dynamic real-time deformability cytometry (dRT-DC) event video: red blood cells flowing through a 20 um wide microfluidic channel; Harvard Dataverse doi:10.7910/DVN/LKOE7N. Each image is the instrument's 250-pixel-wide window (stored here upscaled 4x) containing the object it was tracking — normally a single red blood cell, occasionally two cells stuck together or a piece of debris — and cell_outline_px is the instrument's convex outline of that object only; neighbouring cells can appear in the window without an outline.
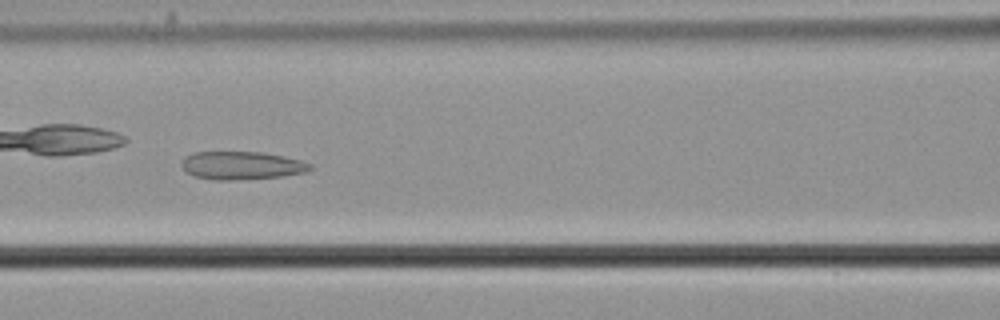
{"species": "common noctule bat (a hibernating species)", "species_latin": "Nyctalus noctula", "temperature_condition": "cold", "stored_images_in_passage": 55, "camera_frame_rate_fps": 3000, "um_per_image_px": 0.085, "animal": {"sex": "male", "body_mass_g": 21.5, "forearm_length_mm": 52.0}, "frame": {"image": 1, "passage_image": 26, "time_ms": 8.333, "image_size_px": [1000, 320], "cell_outline_px": [[312, 168], [308, 172], [284, 176], [236, 180], [212, 180], [196, 176], [188, 172], [180, 164], [184, 156], [196, 152], [260, 152], [284, 156], [300, 160], [312, 164]], "centroid_in_image_um": [20.57, 14.07], "position_along_channel_um": 146.0, "area_um2": 21.1}}
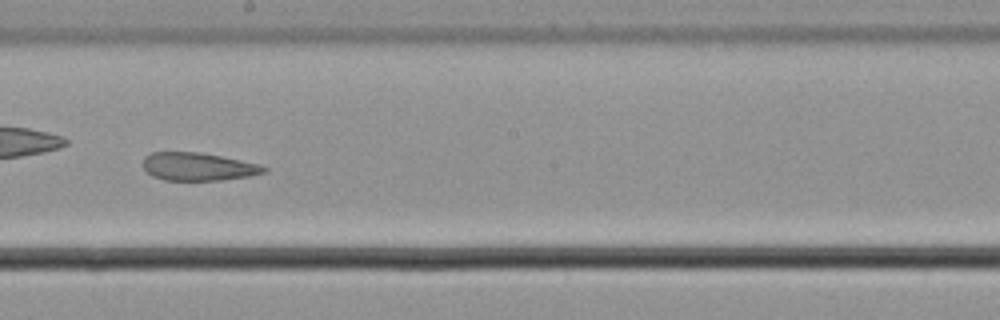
{"frame": {"image": 2, "passage_image": 33, "time_ms": 10.667, "image_size_px": [1000, 320], "cell_outline_px": [[268, 172], [252, 176], [220, 180], [164, 180], [152, 176], [144, 168], [144, 156], [152, 152], [200, 152], [260, 164], [268, 168]], "centroid_in_image_um": [16.88, 14.17], "position_along_channel_um": 231.3, "area_um2": 19.77}}
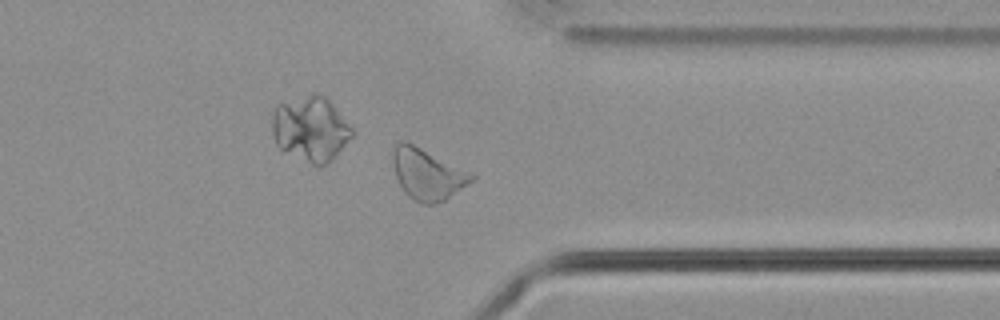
{"frame": {"image": 3, "passage_image": 45, "time_ms": 14.667, "image_size_px": [1000, 320], "cell_outline_px": [[476, 176], [468, 184], [444, 200], [432, 204], [420, 204], [408, 196], [404, 192], [396, 176], [392, 164], [392, 152], [396, 144], [400, 140], [404, 140]], "centroid_in_image_um": [36.27, 14.82], "position_along_channel_um": 375.1, "area_um2": 22.77}, "authors_computed_cell_mechanics": {"area_um2": 24.3916, "velocity_mm_per_s": 3.6674, "shape_relaxation_time_tau1_ms": null, "shape_relaxation_time_tau2_ms": 3.9008, "deformation_change_tau1": null, "deformation_change_tau2": 0.1275}}